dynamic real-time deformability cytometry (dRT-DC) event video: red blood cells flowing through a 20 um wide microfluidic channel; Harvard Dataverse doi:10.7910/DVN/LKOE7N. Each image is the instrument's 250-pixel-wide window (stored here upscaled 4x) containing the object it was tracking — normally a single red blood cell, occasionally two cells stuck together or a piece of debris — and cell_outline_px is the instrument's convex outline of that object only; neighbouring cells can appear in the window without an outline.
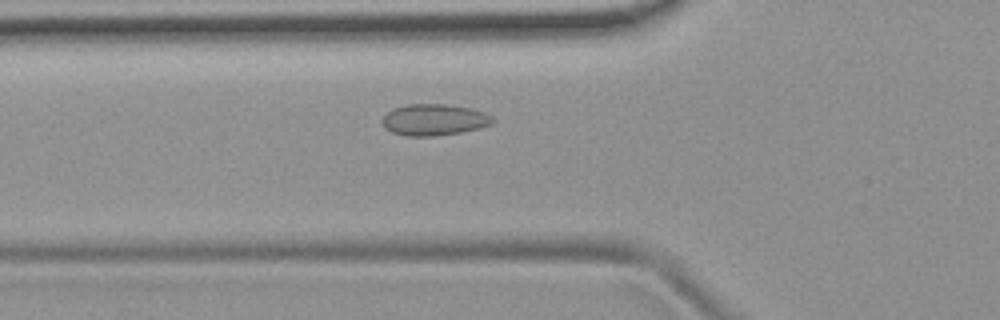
{"species": "common noctule bat (a hibernating species)", "species_latin": "Nyctalus noctula", "temperature_condition": "room temperature", "stored_images_in_passage": 47, "camera_frame_rate_fps": 3000, "um_per_image_px": 0.085, "animal": {"sex": "female", "body_mass_g": 19.9}, "frame": {"image": 1, "passage_image": 13, "time_ms": 4.0, "image_size_px": [1000, 320], "cell_outline_px": [[496, 120], [492, 124], [480, 128], [460, 132], [436, 136], [404, 136], [392, 132], [384, 128], [380, 120], [392, 108], [408, 104], [448, 104], [472, 108], [484, 112], [492, 116]], "centroid_in_image_um": [36.9, 10.18], "position_along_channel_um": 88.9, "area_um2": 20.52}}
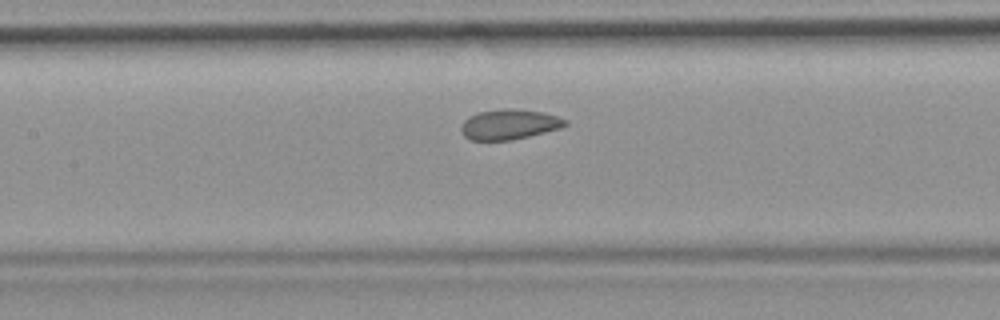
{"frame": {"image": 2, "passage_image": 19, "time_ms": 6.0, "image_size_px": [1000, 320], "cell_outline_px": [[568, 124], [560, 128], [512, 140], [472, 140], [464, 136], [460, 132], [460, 124], [468, 116], [480, 112], [504, 108], [516, 108], [544, 112], [568, 120]], "centroid_in_image_um": [43.26, 10.56], "position_along_channel_um": 164.1, "area_um2": 18.44}}
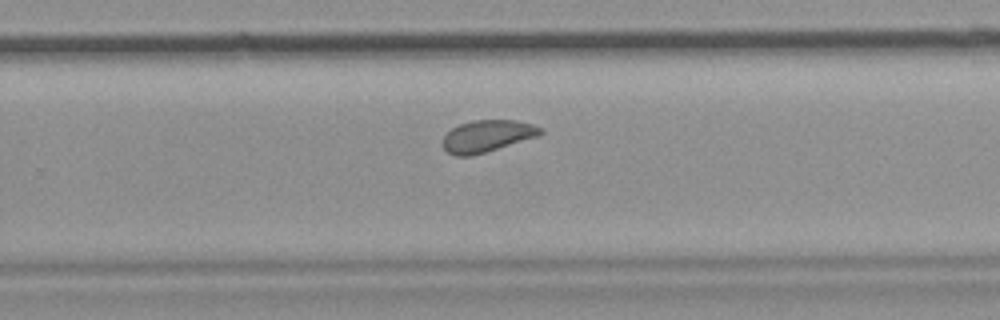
{"frame": {"image": 3, "passage_image": 29, "time_ms": 9.333, "image_size_px": [1000, 320], "cell_outline_px": [[544, 132], [540, 136], [472, 156], [456, 156], [448, 152], [444, 148], [440, 140], [452, 128], [460, 124], [472, 120], [516, 120], [532, 124], [544, 128]], "centroid_in_image_um": [41.43, 11.56], "position_along_channel_um": 288.4, "area_um2": 18.38}}